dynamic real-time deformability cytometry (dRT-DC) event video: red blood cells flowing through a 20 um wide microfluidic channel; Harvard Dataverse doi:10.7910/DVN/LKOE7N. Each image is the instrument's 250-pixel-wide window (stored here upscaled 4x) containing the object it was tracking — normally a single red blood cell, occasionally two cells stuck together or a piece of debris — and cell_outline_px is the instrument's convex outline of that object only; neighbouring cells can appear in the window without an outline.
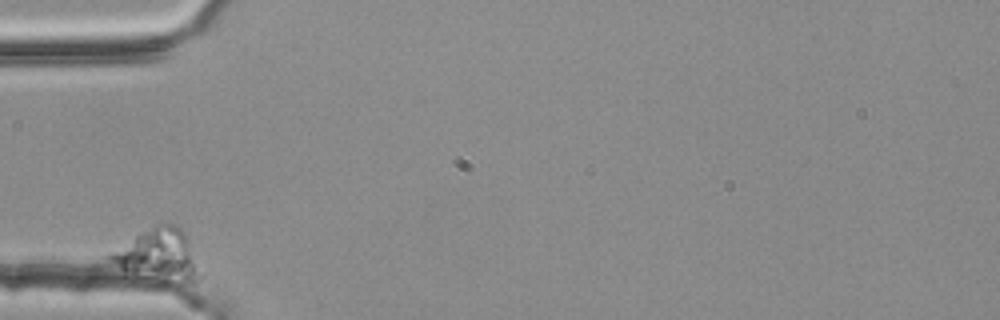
{"species": "common noctule bat (a hibernating species)", "species_latin": "Nyctalus noctula", "temperature_condition": "room temperature", "stored_images_in_passage": 44, "camera_frame_rate_fps": 3000, "um_per_image_px": 0.085, "animal": {"sex": "female", "body_mass_g": 25.1}, "frame": {"image": 1, "passage_image": 1, "time_ms": 0.0, "image_size_px": [1000, 320], "cell_outline_px": [[200, 276], [192, 284], [124, 268], [108, 260], [108, 252], [140, 232], [156, 224], [172, 224], [180, 228], [184, 232], [188, 240]], "centroid_in_image_um": [13.46, 21.58], "position_along_channel_um": 71.5, "area_um2": 25.2}}
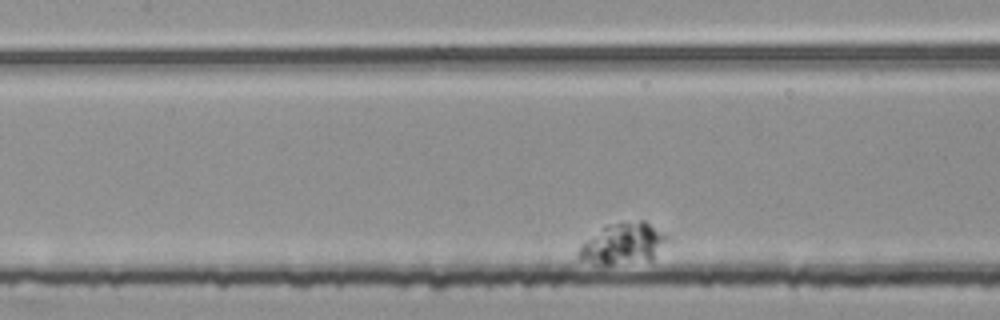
{"frame": {"image": 2, "passage_image": 16, "time_ms": 5.0, "image_size_px": [1000, 320], "cell_outline_px": [[668, 240], [652, 260], [612, 264], [600, 264], [580, 260], [576, 256], [580, 244], [608, 224], [640, 220], [644, 220], [668, 236]], "centroid_in_image_um": [52.95, 20.71], "position_along_channel_um": 154.5, "area_um2": 21.04}}
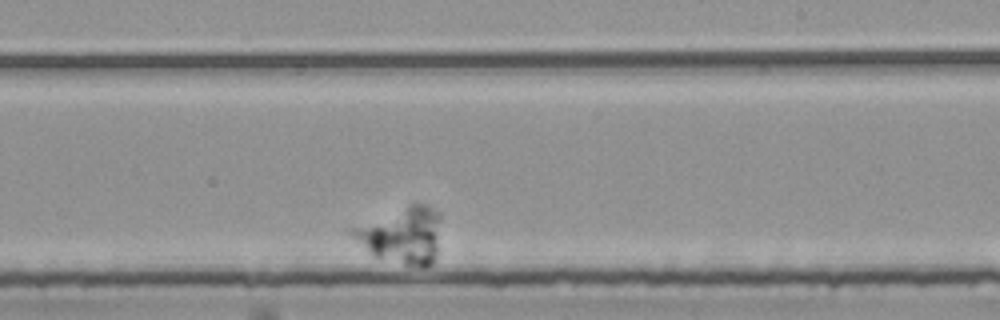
{"frame": {"image": 3, "passage_image": 30, "time_ms": 9.667, "image_size_px": [1000, 320], "cell_outline_px": [[440, 216], [436, 252], [432, 264], [424, 268], [420, 268], [404, 264], [376, 256], [352, 236], [348, 232], [348, 228], [412, 204], [424, 204], [440, 212]], "centroid_in_image_um": [34.18, 20.0], "position_along_channel_um": 254.8, "area_um2": 28.5}}